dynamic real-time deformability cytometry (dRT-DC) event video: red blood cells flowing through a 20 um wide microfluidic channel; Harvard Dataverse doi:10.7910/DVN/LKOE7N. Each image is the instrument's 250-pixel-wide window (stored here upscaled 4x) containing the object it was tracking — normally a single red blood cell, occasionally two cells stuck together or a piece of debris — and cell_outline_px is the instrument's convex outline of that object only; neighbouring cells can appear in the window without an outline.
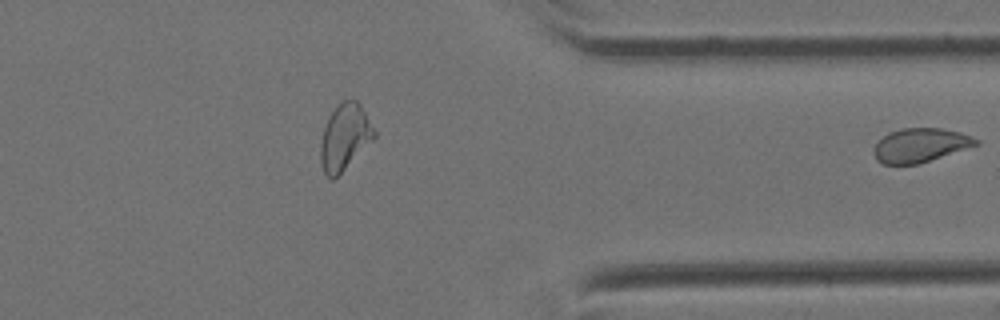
{"species": "Egyptian fruit bat (a non-hibernating species)", "species_latin": "Rousettus aegyptiacus", "temperature_condition": "cold", "stored_images_in_passage": 41, "segment_of_instrument_passage": [2, 2], "camera_frame_rate_fps": 3000, "um_per_image_px": 0.085, "animal": {"sex": "female"}, "frame": {"image": 1, "passage_image": 41, "time_ms": 13.333, "image_size_px": [1000, 320], "cell_outline_px": [[980, 144], [916, 164], [884, 164], [876, 160], [872, 152], [876, 144], [888, 132], [900, 128], [940, 128], [960, 132], [972, 136], [980, 140]], "centroid_in_image_um": [78.22, 12.33], "position_along_channel_um": 333.2, "area_um2": 20.11}}